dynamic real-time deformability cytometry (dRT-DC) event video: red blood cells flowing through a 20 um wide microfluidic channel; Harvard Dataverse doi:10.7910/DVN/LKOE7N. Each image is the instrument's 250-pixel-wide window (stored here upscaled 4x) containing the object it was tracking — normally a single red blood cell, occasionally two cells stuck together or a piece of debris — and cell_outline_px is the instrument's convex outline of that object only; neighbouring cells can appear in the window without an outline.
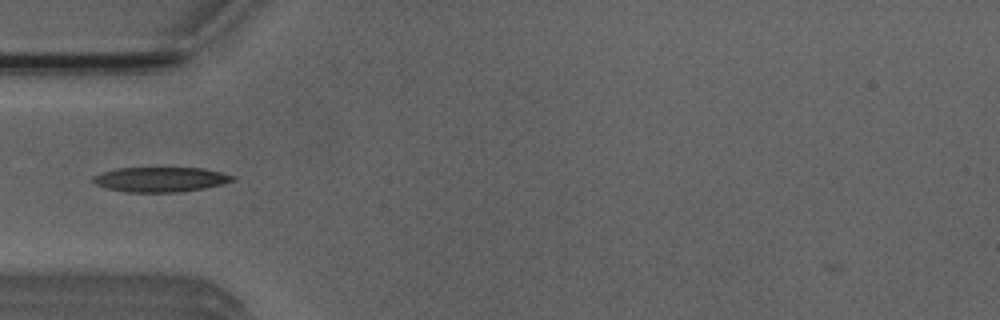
{"species": "Egyptian fruit bat (a non-hibernating species)", "species_latin": "Rousettus aegyptiacus", "temperature_condition": "room temperature", "stored_images_in_passage": 41, "camera_frame_rate_fps": 3000, "um_per_image_px": 0.085, "animal": {"sex": "male"}, "frame": {"image": 1, "passage_image": 6, "time_ms": 1.667, "image_size_px": [1000, 320], "cell_outline_px": [[236, 180], [204, 188], [180, 192], [128, 192], [108, 188], [96, 184], [92, 180], [92, 176], [104, 172], [120, 168], [204, 168], [236, 176]], "centroid_in_image_um": [13.68, 15.25], "position_along_channel_um": 71.3, "area_um2": 20.0}}
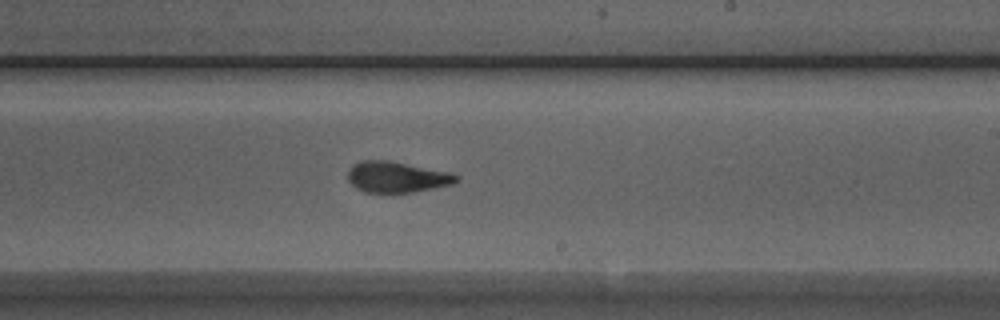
{"frame": {"image": 2, "passage_image": 20, "time_ms": 6.333, "image_size_px": [1000, 320], "cell_outline_px": [[460, 180], [452, 184], [392, 196], [364, 192], [356, 188], [348, 180], [348, 172], [352, 164], [360, 160], [388, 160], [448, 172], [460, 176]], "centroid_in_image_um": [33.68, 15.09], "position_along_channel_um": 255.3, "area_um2": 20.11}}
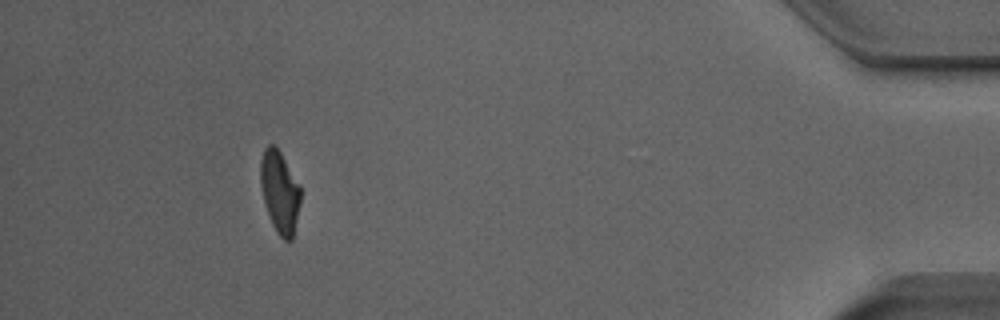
{"frame": {"image": 3, "passage_image": 37, "time_ms": 12.0, "image_size_px": [1000, 320], "cell_outline_px": [[300, 204], [292, 240], [284, 240], [276, 232], [272, 224], [264, 204], [260, 184], [260, 160], [264, 148], [268, 144], [272, 144], [280, 152], [300, 184]], "centroid_in_image_um": [23.76, 16.31], "position_along_channel_um": 411.4, "area_um2": 19.25}, "authors_computed_cell_mechanics": {"area_um2": 19.7098, "velocity_mm_per_s": 3.9328, "shape_relaxation_time_tau1_ms": 5.4481, "shape_relaxation_time_tau2_ms": 1.9529, "deformation_change_tau1": 0.2243, "deformation_change_tau2": 0.0815}}